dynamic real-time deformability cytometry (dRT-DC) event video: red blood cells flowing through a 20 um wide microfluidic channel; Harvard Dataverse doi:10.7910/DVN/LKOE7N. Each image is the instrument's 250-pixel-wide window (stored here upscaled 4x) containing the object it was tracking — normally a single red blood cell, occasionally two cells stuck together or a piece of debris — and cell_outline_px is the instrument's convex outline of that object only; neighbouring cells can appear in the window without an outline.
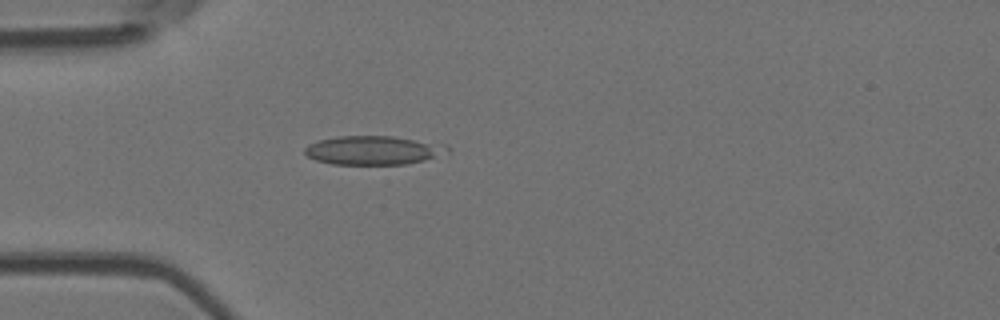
{"species": "Egyptian fruit bat (a non-hibernating species)", "species_latin": "Rousettus aegyptiacus", "temperature_condition": "room temperature", "stored_images_in_passage": 3, "camera_frame_rate_fps": 3000, "um_per_image_px": 0.085, "animal": {"sex": "female"}, "frame": {"image": 1, "passage_image": 3, "time_ms": 3.333, "image_size_px": [1000, 320], "cell_outline_px": [[452, 148], [448, 152], [424, 160], [404, 164], [332, 164], [316, 160], [308, 156], [304, 152], [304, 148], [308, 144], [320, 140], [336, 136], [392, 136], [448, 144]], "centroid_in_image_um": [31.76, 12.76], "position_along_channel_um": 53.2, "area_um2": 24.04}}